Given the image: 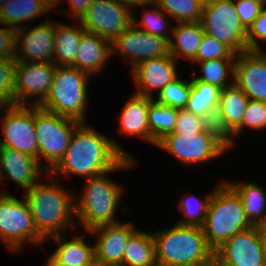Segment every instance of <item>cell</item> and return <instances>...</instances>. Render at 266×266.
<instances>
[{
    "label": "cell",
    "mask_w": 266,
    "mask_h": 266,
    "mask_svg": "<svg viewBox=\"0 0 266 266\" xmlns=\"http://www.w3.org/2000/svg\"><path fill=\"white\" fill-rule=\"evenodd\" d=\"M133 155L113 136L98 132L87 122L81 123L63 158L49 173L61 181L73 176L86 179L113 170L125 157L137 160Z\"/></svg>",
    "instance_id": "6da1fadb"
},
{
    "label": "cell",
    "mask_w": 266,
    "mask_h": 266,
    "mask_svg": "<svg viewBox=\"0 0 266 266\" xmlns=\"http://www.w3.org/2000/svg\"><path fill=\"white\" fill-rule=\"evenodd\" d=\"M138 163V160L125 157L113 170L84 179V189H81L80 194L75 191L76 225L78 223L85 232L121 222L117 219L116 212L126 189L109 175L117 171L132 170L139 166Z\"/></svg>",
    "instance_id": "7a4b0ae2"
},
{
    "label": "cell",
    "mask_w": 266,
    "mask_h": 266,
    "mask_svg": "<svg viewBox=\"0 0 266 266\" xmlns=\"http://www.w3.org/2000/svg\"><path fill=\"white\" fill-rule=\"evenodd\" d=\"M45 176L47 180L41 179L25 191L23 198L28 202L37 232L46 240L76 229V211L75 189H67L50 173Z\"/></svg>",
    "instance_id": "3957f363"
},
{
    "label": "cell",
    "mask_w": 266,
    "mask_h": 266,
    "mask_svg": "<svg viewBox=\"0 0 266 266\" xmlns=\"http://www.w3.org/2000/svg\"><path fill=\"white\" fill-rule=\"evenodd\" d=\"M157 264L165 266H207L214 261L202 227L174 224L152 231Z\"/></svg>",
    "instance_id": "277c9868"
},
{
    "label": "cell",
    "mask_w": 266,
    "mask_h": 266,
    "mask_svg": "<svg viewBox=\"0 0 266 266\" xmlns=\"http://www.w3.org/2000/svg\"><path fill=\"white\" fill-rule=\"evenodd\" d=\"M253 226L240 196L223 181L211 196L202 226L208 246L215 252L230 237Z\"/></svg>",
    "instance_id": "5b68a950"
},
{
    "label": "cell",
    "mask_w": 266,
    "mask_h": 266,
    "mask_svg": "<svg viewBox=\"0 0 266 266\" xmlns=\"http://www.w3.org/2000/svg\"><path fill=\"white\" fill-rule=\"evenodd\" d=\"M91 76L73 66H56L50 92L40 108L86 123Z\"/></svg>",
    "instance_id": "8992f818"
},
{
    "label": "cell",
    "mask_w": 266,
    "mask_h": 266,
    "mask_svg": "<svg viewBox=\"0 0 266 266\" xmlns=\"http://www.w3.org/2000/svg\"><path fill=\"white\" fill-rule=\"evenodd\" d=\"M156 146L168 152L184 166L211 162L231 150L227 140L213 124L202 132L170 133Z\"/></svg>",
    "instance_id": "52a82bcc"
},
{
    "label": "cell",
    "mask_w": 266,
    "mask_h": 266,
    "mask_svg": "<svg viewBox=\"0 0 266 266\" xmlns=\"http://www.w3.org/2000/svg\"><path fill=\"white\" fill-rule=\"evenodd\" d=\"M10 193L0 196V241L11 253H19L27 244L45 250V239L37 232L26 199ZM21 250V251H20Z\"/></svg>",
    "instance_id": "ba28073f"
},
{
    "label": "cell",
    "mask_w": 266,
    "mask_h": 266,
    "mask_svg": "<svg viewBox=\"0 0 266 266\" xmlns=\"http://www.w3.org/2000/svg\"><path fill=\"white\" fill-rule=\"evenodd\" d=\"M81 123L34 106L38 161L50 172L63 158L75 129ZM46 162L42 164V161Z\"/></svg>",
    "instance_id": "9c48e42d"
},
{
    "label": "cell",
    "mask_w": 266,
    "mask_h": 266,
    "mask_svg": "<svg viewBox=\"0 0 266 266\" xmlns=\"http://www.w3.org/2000/svg\"><path fill=\"white\" fill-rule=\"evenodd\" d=\"M204 33L227 45L236 55L247 51V29L237 14L234 0H212L203 6Z\"/></svg>",
    "instance_id": "30bf717a"
},
{
    "label": "cell",
    "mask_w": 266,
    "mask_h": 266,
    "mask_svg": "<svg viewBox=\"0 0 266 266\" xmlns=\"http://www.w3.org/2000/svg\"><path fill=\"white\" fill-rule=\"evenodd\" d=\"M0 123V147L18 150L38 160L34 106H1Z\"/></svg>",
    "instance_id": "8fae6325"
},
{
    "label": "cell",
    "mask_w": 266,
    "mask_h": 266,
    "mask_svg": "<svg viewBox=\"0 0 266 266\" xmlns=\"http://www.w3.org/2000/svg\"><path fill=\"white\" fill-rule=\"evenodd\" d=\"M55 70L53 63L15 61L14 104L40 106L50 92Z\"/></svg>",
    "instance_id": "7c38bea8"
},
{
    "label": "cell",
    "mask_w": 266,
    "mask_h": 266,
    "mask_svg": "<svg viewBox=\"0 0 266 266\" xmlns=\"http://www.w3.org/2000/svg\"><path fill=\"white\" fill-rule=\"evenodd\" d=\"M133 9L116 0H94L80 20L85 31L113 43L132 24Z\"/></svg>",
    "instance_id": "4fadbf2b"
},
{
    "label": "cell",
    "mask_w": 266,
    "mask_h": 266,
    "mask_svg": "<svg viewBox=\"0 0 266 266\" xmlns=\"http://www.w3.org/2000/svg\"><path fill=\"white\" fill-rule=\"evenodd\" d=\"M112 57L118 55L130 64V70L147 59L169 55V42L137 28L133 23L111 43Z\"/></svg>",
    "instance_id": "5bb4252c"
},
{
    "label": "cell",
    "mask_w": 266,
    "mask_h": 266,
    "mask_svg": "<svg viewBox=\"0 0 266 266\" xmlns=\"http://www.w3.org/2000/svg\"><path fill=\"white\" fill-rule=\"evenodd\" d=\"M16 30L15 60L21 62L53 63L55 22L50 17L29 29Z\"/></svg>",
    "instance_id": "9a60e30c"
},
{
    "label": "cell",
    "mask_w": 266,
    "mask_h": 266,
    "mask_svg": "<svg viewBox=\"0 0 266 266\" xmlns=\"http://www.w3.org/2000/svg\"><path fill=\"white\" fill-rule=\"evenodd\" d=\"M214 260L220 266H266L257 226L230 237L214 252Z\"/></svg>",
    "instance_id": "2e32d148"
},
{
    "label": "cell",
    "mask_w": 266,
    "mask_h": 266,
    "mask_svg": "<svg viewBox=\"0 0 266 266\" xmlns=\"http://www.w3.org/2000/svg\"><path fill=\"white\" fill-rule=\"evenodd\" d=\"M131 221L102 225L85 231L94 236L95 262L97 265L122 266L124 247L130 236L138 229Z\"/></svg>",
    "instance_id": "e0dca14e"
},
{
    "label": "cell",
    "mask_w": 266,
    "mask_h": 266,
    "mask_svg": "<svg viewBox=\"0 0 266 266\" xmlns=\"http://www.w3.org/2000/svg\"><path fill=\"white\" fill-rule=\"evenodd\" d=\"M178 61L170 54L160 58L147 59L130 70L135 94L154 98L169 82L179 76Z\"/></svg>",
    "instance_id": "ac0fdd59"
},
{
    "label": "cell",
    "mask_w": 266,
    "mask_h": 266,
    "mask_svg": "<svg viewBox=\"0 0 266 266\" xmlns=\"http://www.w3.org/2000/svg\"><path fill=\"white\" fill-rule=\"evenodd\" d=\"M249 97L235 84L220 92L218 109L213 125L227 140L228 146L235 149L236 139L241 138V122Z\"/></svg>",
    "instance_id": "d6986e66"
},
{
    "label": "cell",
    "mask_w": 266,
    "mask_h": 266,
    "mask_svg": "<svg viewBox=\"0 0 266 266\" xmlns=\"http://www.w3.org/2000/svg\"><path fill=\"white\" fill-rule=\"evenodd\" d=\"M234 84L250 99L266 102V50L236 55Z\"/></svg>",
    "instance_id": "ffe728a7"
},
{
    "label": "cell",
    "mask_w": 266,
    "mask_h": 266,
    "mask_svg": "<svg viewBox=\"0 0 266 266\" xmlns=\"http://www.w3.org/2000/svg\"><path fill=\"white\" fill-rule=\"evenodd\" d=\"M49 173L40 162L18 150L0 147V182L3 179L14 182L24 192L39 182L42 176Z\"/></svg>",
    "instance_id": "44dd1931"
},
{
    "label": "cell",
    "mask_w": 266,
    "mask_h": 266,
    "mask_svg": "<svg viewBox=\"0 0 266 266\" xmlns=\"http://www.w3.org/2000/svg\"><path fill=\"white\" fill-rule=\"evenodd\" d=\"M111 57L112 48L109 41L95 33L84 31L72 66L92 77L104 71Z\"/></svg>",
    "instance_id": "7402d4cb"
},
{
    "label": "cell",
    "mask_w": 266,
    "mask_h": 266,
    "mask_svg": "<svg viewBox=\"0 0 266 266\" xmlns=\"http://www.w3.org/2000/svg\"><path fill=\"white\" fill-rule=\"evenodd\" d=\"M68 235L64 233L46 239V242L54 239V243L57 244L56 249L54 248L53 253L49 255L64 266H95L94 244L87 243V235L84 232L81 236H73V233Z\"/></svg>",
    "instance_id": "603a6c76"
},
{
    "label": "cell",
    "mask_w": 266,
    "mask_h": 266,
    "mask_svg": "<svg viewBox=\"0 0 266 266\" xmlns=\"http://www.w3.org/2000/svg\"><path fill=\"white\" fill-rule=\"evenodd\" d=\"M153 100L151 97L133 93L122 106L118 128L122 135L141 139L151 144V134L148 127V106Z\"/></svg>",
    "instance_id": "cb8c5ba5"
},
{
    "label": "cell",
    "mask_w": 266,
    "mask_h": 266,
    "mask_svg": "<svg viewBox=\"0 0 266 266\" xmlns=\"http://www.w3.org/2000/svg\"><path fill=\"white\" fill-rule=\"evenodd\" d=\"M54 9V0H8L0 10V24L15 30Z\"/></svg>",
    "instance_id": "d4e9b609"
},
{
    "label": "cell",
    "mask_w": 266,
    "mask_h": 266,
    "mask_svg": "<svg viewBox=\"0 0 266 266\" xmlns=\"http://www.w3.org/2000/svg\"><path fill=\"white\" fill-rule=\"evenodd\" d=\"M203 35L201 22L174 24L169 40V54L178 62L182 58L191 64L195 59Z\"/></svg>",
    "instance_id": "484cf974"
},
{
    "label": "cell",
    "mask_w": 266,
    "mask_h": 266,
    "mask_svg": "<svg viewBox=\"0 0 266 266\" xmlns=\"http://www.w3.org/2000/svg\"><path fill=\"white\" fill-rule=\"evenodd\" d=\"M85 29L80 21L75 24L56 23L53 64L55 66H72L75 61L79 42Z\"/></svg>",
    "instance_id": "4316f807"
},
{
    "label": "cell",
    "mask_w": 266,
    "mask_h": 266,
    "mask_svg": "<svg viewBox=\"0 0 266 266\" xmlns=\"http://www.w3.org/2000/svg\"><path fill=\"white\" fill-rule=\"evenodd\" d=\"M224 181L240 196L245 214L253 225L266 221V190L257 182Z\"/></svg>",
    "instance_id": "83f0119b"
},
{
    "label": "cell",
    "mask_w": 266,
    "mask_h": 266,
    "mask_svg": "<svg viewBox=\"0 0 266 266\" xmlns=\"http://www.w3.org/2000/svg\"><path fill=\"white\" fill-rule=\"evenodd\" d=\"M137 229L124 247L122 266H156L152 231Z\"/></svg>",
    "instance_id": "f1b7e54d"
},
{
    "label": "cell",
    "mask_w": 266,
    "mask_h": 266,
    "mask_svg": "<svg viewBox=\"0 0 266 266\" xmlns=\"http://www.w3.org/2000/svg\"><path fill=\"white\" fill-rule=\"evenodd\" d=\"M192 88L185 109L206 118L211 124L218 109L221 89L208 83L191 79Z\"/></svg>",
    "instance_id": "f546056e"
},
{
    "label": "cell",
    "mask_w": 266,
    "mask_h": 266,
    "mask_svg": "<svg viewBox=\"0 0 266 266\" xmlns=\"http://www.w3.org/2000/svg\"><path fill=\"white\" fill-rule=\"evenodd\" d=\"M150 8L148 9V7ZM142 12L140 21L136 17V11L139 8ZM137 8V9H136ZM132 23L139 29L144 30L147 33L153 34L155 36L166 39L168 42L170 40V34L172 33L173 24L172 19L153 1L137 5L133 9V21ZM169 33V34H168Z\"/></svg>",
    "instance_id": "4dcf8cb0"
},
{
    "label": "cell",
    "mask_w": 266,
    "mask_h": 266,
    "mask_svg": "<svg viewBox=\"0 0 266 266\" xmlns=\"http://www.w3.org/2000/svg\"><path fill=\"white\" fill-rule=\"evenodd\" d=\"M191 63L193 66L196 64L200 65V75H195L196 69H193L192 72L194 74L193 77L197 81L214 85L221 90L234 84L235 59H214Z\"/></svg>",
    "instance_id": "1f68e13d"
},
{
    "label": "cell",
    "mask_w": 266,
    "mask_h": 266,
    "mask_svg": "<svg viewBox=\"0 0 266 266\" xmlns=\"http://www.w3.org/2000/svg\"><path fill=\"white\" fill-rule=\"evenodd\" d=\"M179 109L157 103L154 99L148 106V127L151 144L157 143L175 130Z\"/></svg>",
    "instance_id": "d6a6232c"
},
{
    "label": "cell",
    "mask_w": 266,
    "mask_h": 266,
    "mask_svg": "<svg viewBox=\"0 0 266 266\" xmlns=\"http://www.w3.org/2000/svg\"><path fill=\"white\" fill-rule=\"evenodd\" d=\"M221 180L216 184L215 188L209 192V195L205 196L204 199L200 198L199 195L186 192L185 195H182L180 202L177 206L180 210L181 216L178 221H175L179 225H188V226H198L202 227L208 210L211 196L215 189L223 182Z\"/></svg>",
    "instance_id": "836d02e7"
},
{
    "label": "cell",
    "mask_w": 266,
    "mask_h": 266,
    "mask_svg": "<svg viewBox=\"0 0 266 266\" xmlns=\"http://www.w3.org/2000/svg\"><path fill=\"white\" fill-rule=\"evenodd\" d=\"M176 23H195L202 18L203 5L197 0H153Z\"/></svg>",
    "instance_id": "e575fe53"
},
{
    "label": "cell",
    "mask_w": 266,
    "mask_h": 266,
    "mask_svg": "<svg viewBox=\"0 0 266 266\" xmlns=\"http://www.w3.org/2000/svg\"><path fill=\"white\" fill-rule=\"evenodd\" d=\"M192 88L191 79L185 80L180 75L169 82L159 93L154 94L153 99L162 105L171 106L176 109H185ZM156 98V99H155Z\"/></svg>",
    "instance_id": "d590c367"
},
{
    "label": "cell",
    "mask_w": 266,
    "mask_h": 266,
    "mask_svg": "<svg viewBox=\"0 0 266 266\" xmlns=\"http://www.w3.org/2000/svg\"><path fill=\"white\" fill-rule=\"evenodd\" d=\"M235 58L236 54L227 45L221 43L216 38L204 33L195 59L192 62Z\"/></svg>",
    "instance_id": "8d00e7d4"
},
{
    "label": "cell",
    "mask_w": 266,
    "mask_h": 266,
    "mask_svg": "<svg viewBox=\"0 0 266 266\" xmlns=\"http://www.w3.org/2000/svg\"><path fill=\"white\" fill-rule=\"evenodd\" d=\"M15 58H0V107L14 104Z\"/></svg>",
    "instance_id": "74e56055"
},
{
    "label": "cell",
    "mask_w": 266,
    "mask_h": 266,
    "mask_svg": "<svg viewBox=\"0 0 266 266\" xmlns=\"http://www.w3.org/2000/svg\"><path fill=\"white\" fill-rule=\"evenodd\" d=\"M246 129V130H245ZM250 130H266V102L249 99L241 122V134ZM245 130V131H244Z\"/></svg>",
    "instance_id": "f35d334b"
},
{
    "label": "cell",
    "mask_w": 266,
    "mask_h": 266,
    "mask_svg": "<svg viewBox=\"0 0 266 266\" xmlns=\"http://www.w3.org/2000/svg\"><path fill=\"white\" fill-rule=\"evenodd\" d=\"M211 123L200 115H195L187 109H179L173 133L202 132Z\"/></svg>",
    "instance_id": "ab89813d"
},
{
    "label": "cell",
    "mask_w": 266,
    "mask_h": 266,
    "mask_svg": "<svg viewBox=\"0 0 266 266\" xmlns=\"http://www.w3.org/2000/svg\"><path fill=\"white\" fill-rule=\"evenodd\" d=\"M247 50L264 51L263 46L266 45V7H264L255 21L247 30ZM259 41V42H258Z\"/></svg>",
    "instance_id": "60d3db41"
},
{
    "label": "cell",
    "mask_w": 266,
    "mask_h": 266,
    "mask_svg": "<svg viewBox=\"0 0 266 266\" xmlns=\"http://www.w3.org/2000/svg\"><path fill=\"white\" fill-rule=\"evenodd\" d=\"M234 4L239 19L247 30L264 8L261 3L251 0H234Z\"/></svg>",
    "instance_id": "b9f144b4"
},
{
    "label": "cell",
    "mask_w": 266,
    "mask_h": 266,
    "mask_svg": "<svg viewBox=\"0 0 266 266\" xmlns=\"http://www.w3.org/2000/svg\"><path fill=\"white\" fill-rule=\"evenodd\" d=\"M94 0H67L66 2L69 4L67 9L58 8L57 11L61 14H66V17H71L73 21H80L82 17L86 14L88 7ZM61 2L64 3V0H54V8L58 6Z\"/></svg>",
    "instance_id": "7bdbcfd3"
},
{
    "label": "cell",
    "mask_w": 266,
    "mask_h": 266,
    "mask_svg": "<svg viewBox=\"0 0 266 266\" xmlns=\"http://www.w3.org/2000/svg\"><path fill=\"white\" fill-rule=\"evenodd\" d=\"M16 30L5 25L0 28V58L15 56Z\"/></svg>",
    "instance_id": "ee69618b"
},
{
    "label": "cell",
    "mask_w": 266,
    "mask_h": 266,
    "mask_svg": "<svg viewBox=\"0 0 266 266\" xmlns=\"http://www.w3.org/2000/svg\"><path fill=\"white\" fill-rule=\"evenodd\" d=\"M256 226H257L261 246H262L263 251L265 252V255H266V221H263Z\"/></svg>",
    "instance_id": "f6af8a7d"
},
{
    "label": "cell",
    "mask_w": 266,
    "mask_h": 266,
    "mask_svg": "<svg viewBox=\"0 0 266 266\" xmlns=\"http://www.w3.org/2000/svg\"><path fill=\"white\" fill-rule=\"evenodd\" d=\"M116 1L125 4L127 6H130L132 9H134L137 5L148 2L149 0H116Z\"/></svg>",
    "instance_id": "bcb514c9"
},
{
    "label": "cell",
    "mask_w": 266,
    "mask_h": 266,
    "mask_svg": "<svg viewBox=\"0 0 266 266\" xmlns=\"http://www.w3.org/2000/svg\"><path fill=\"white\" fill-rule=\"evenodd\" d=\"M46 257H47L45 259L46 262L43 264V266H64L56 262L50 255Z\"/></svg>",
    "instance_id": "7dc6e473"
},
{
    "label": "cell",
    "mask_w": 266,
    "mask_h": 266,
    "mask_svg": "<svg viewBox=\"0 0 266 266\" xmlns=\"http://www.w3.org/2000/svg\"><path fill=\"white\" fill-rule=\"evenodd\" d=\"M201 5L205 6L210 3L212 0H197Z\"/></svg>",
    "instance_id": "c3c4849f"
},
{
    "label": "cell",
    "mask_w": 266,
    "mask_h": 266,
    "mask_svg": "<svg viewBox=\"0 0 266 266\" xmlns=\"http://www.w3.org/2000/svg\"><path fill=\"white\" fill-rule=\"evenodd\" d=\"M251 1L259 2V3H261L264 7H266V0H251Z\"/></svg>",
    "instance_id": "681fc988"
},
{
    "label": "cell",
    "mask_w": 266,
    "mask_h": 266,
    "mask_svg": "<svg viewBox=\"0 0 266 266\" xmlns=\"http://www.w3.org/2000/svg\"><path fill=\"white\" fill-rule=\"evenodd\" d=\"M8 0H0V10L7 3Z\"/></svg>",
    "instance_id": "f907efd6"
},
{
    "label": "cell",
    "mask_w": 266,
    "mask_h": 266,
    "mask_svg": "<svg viewBox=\"0 0 266 266\" xmlns=\"http://www.w3.org/2000/svg\"><path fill=\"white\" fill-rule=\"evenodd\" d=\"M207 266H220L215 260Z\"/></svg>",
    "instance_id": "816d5d0a"
},
{
    "label": "cell",
    "mask_w": 266,
    "mask_h": 266,
    "mask_svg": "<svg viewBox=\"0 0 266 266\" xmlns=\"http://www.w3.org/2000/svg\"><path fill=\"white\" fill-rule=\"evenodd\" d=\"M0 186H1V182H0ZM3 188H1V190H0V196H2L4 193H8L7 191H5V189L3 190Z\"/></svg>",
    "instance_id": "f5cc1de1"
},
{
    "label": "cell",
    "mask_w": 266,
    "mask_h": 266,
    "mask_svg": "<svg viewBox=\"0 0 266 266\" xmlns=\"http://www.w3.org/2000/svg\"><path fill=\"white\" fill-rule=\"evenodd\" d=\"M95 266H115V265H95Z\"/></svg>",
    "instance_id": "db71d44e"
}]
</instances>
